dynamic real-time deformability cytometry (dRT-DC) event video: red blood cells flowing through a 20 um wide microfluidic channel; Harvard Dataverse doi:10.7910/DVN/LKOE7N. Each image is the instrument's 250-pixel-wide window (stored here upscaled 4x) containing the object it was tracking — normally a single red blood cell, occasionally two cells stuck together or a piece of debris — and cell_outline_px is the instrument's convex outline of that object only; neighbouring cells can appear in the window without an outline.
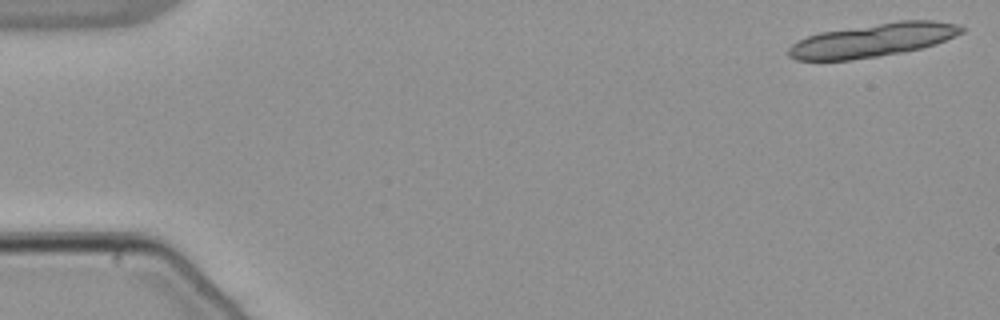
{"species": "common noctule bat (a hibernating species)", "species_latin": "Nyctalus noctula", "temperature_condition": "warm", "stored_images_in_passage": 39, "camera_frame_rate_fps": 3000, "um_per_image_px": 0.085, "animal": {"sex": "male", "body_mass_g": 21.5, "forearm_length_mm": 52.0}, "frame": {"image": 1, "passage_image": 1, "time_ms": 0.0, "image_size_px": [1000, 320], "cell_outline_px": [[964, 32], [936, 44], [920, 48], [880, 56], [848, 60], [796, 60], [788, 56], [788, 48], [792, 44], [808, 36], [820, 32], [900, 20], [932, 20], [960, 24], [964, 28]], "centroid_in_image_um": [74.22, 3.41], "position_along_channel_um": 10.8, "area_um2": 33.58}}